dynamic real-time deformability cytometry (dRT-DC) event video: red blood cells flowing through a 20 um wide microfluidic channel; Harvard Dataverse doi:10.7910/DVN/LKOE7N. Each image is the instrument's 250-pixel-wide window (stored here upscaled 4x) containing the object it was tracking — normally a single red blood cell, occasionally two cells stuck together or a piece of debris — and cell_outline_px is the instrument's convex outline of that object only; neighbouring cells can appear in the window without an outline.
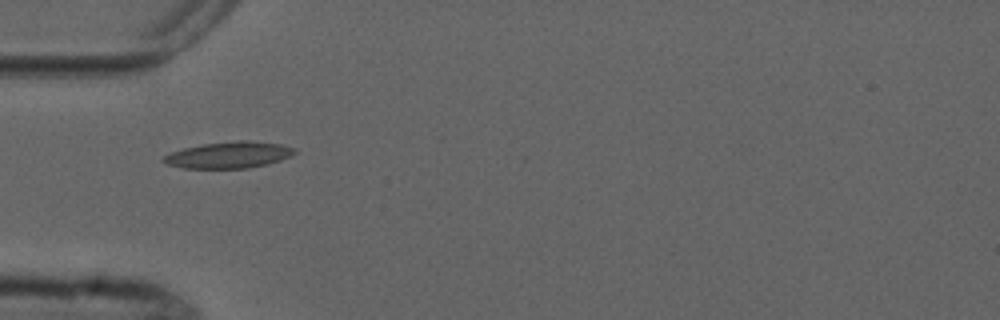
{"species": "common noctule bat (a hibernating species)", "species_latin": "Nyctalus noctula", "temperature_condition": "cold", "stored_images_in_passage": 8, "camera_frame_rate_fps": 3000, "um_per_image_px": 0.085, "animal": {"sex": "male", "forearm_length_mm": 52.5}, "frame": {"image": 1, "passage_image": 4, "time_ms": 3.667, "image_size_px": [1000, 320], "cell_outline_px": [[296, 152], [280, 160], [268, 164], [248, 168], [184, 168], [168, 164], [160, 160], [164, 156], [172, 152], [184, 148], [204, 144], [236, 140], [248, 140], [280, 144], [296, 148]], "centroid_in_image_um": [19.46, 13.17], "position_along_channel_um": 65.5, "area_um2": 20.06}}
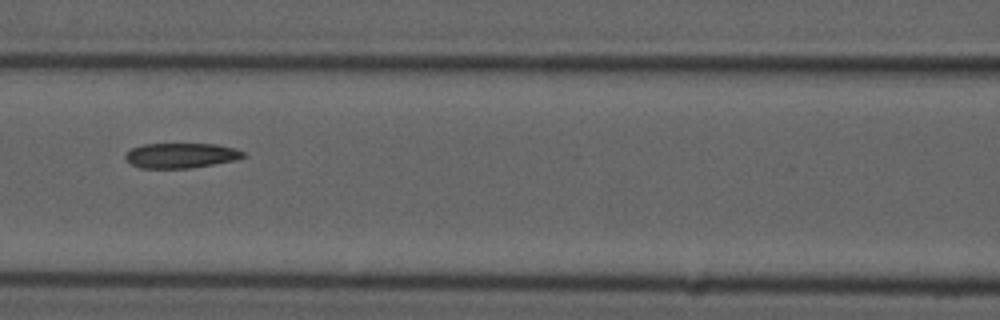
{"frame": {"image": 2, "passage_image": 6, "time_ms": 6.0, "image_size_px": [1000, 320], "cell_outline_px": [[248, 156], [236, 160], [188, 168], [140, 168], [132, 164], [124, 156], [132, 148], [144, 144], [216, 144], [236, 148], [244, 152]], "centroid_in_image_um": [15.43, 13.21], "position_along_channel_um": 151.2, "area_um2": 17.11}}
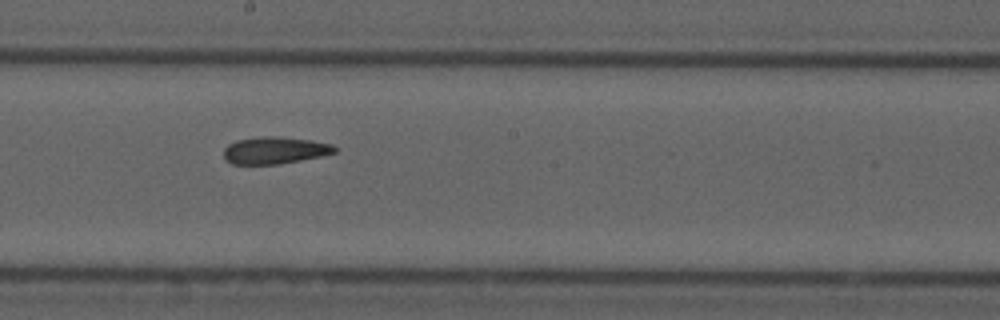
{"frame": {"image": 3, "passage_image": 8, "time_ms": 8.0, "image_size_px": [1000, 320], "cell_outline_px": [[336, 152], [320, 156], [280, 164], [232, 164], [224, 160], [224, 148], [228, 144], [236, 140], [268, 136], [280, 136], [312, 140], [332, 144], [336, 148]], "centroid_in_image_um": [23.34, 12.78], "position_along_channel_um": 224.9, "area_um2": 17.51}}